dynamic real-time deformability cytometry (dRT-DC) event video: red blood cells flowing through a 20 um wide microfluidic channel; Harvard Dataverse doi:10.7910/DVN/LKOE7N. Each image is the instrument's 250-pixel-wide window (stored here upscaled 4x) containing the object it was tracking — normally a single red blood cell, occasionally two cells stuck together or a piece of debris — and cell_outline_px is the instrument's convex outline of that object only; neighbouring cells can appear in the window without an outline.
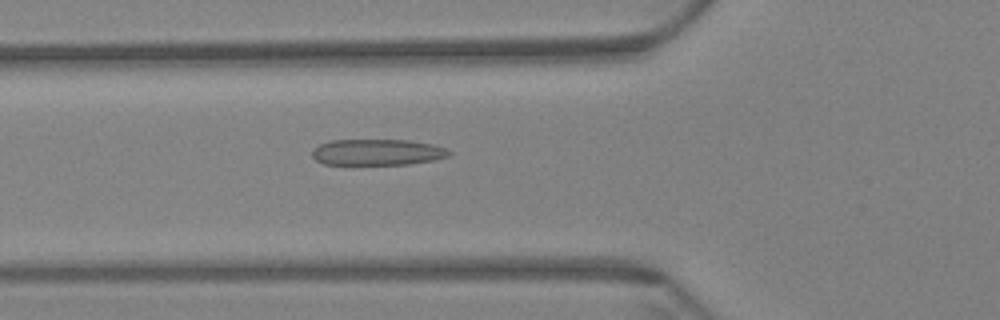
{"species": "Egyptian fruit bat (a non-hibernating species)", "species_latin": "Rousettus aegyptiacus", "temperature_condition": "warm", "stored_images_in_passage": 60, "camera_frame_rate_fps": 3000, "um_per_image_px": 0.085, "animal": {"sex": "female"}, "frame": {"image": 1, "passage_image": 22, "time_ms": 7.0, "image_size_px": [1000, 320], "cell_outline_px": [[452, 152], [448, 156], [432, 160], [408, 164], [324, 164], [316, 160], [312, 156], [312, 152], [320, 144], [332, 140], [408, 140], [432, 144], [448, 148]], "centroid_in_image_um": [32.1, 12.93], "position_along_channel_um": 93.7, "area_um2": 20.69}}
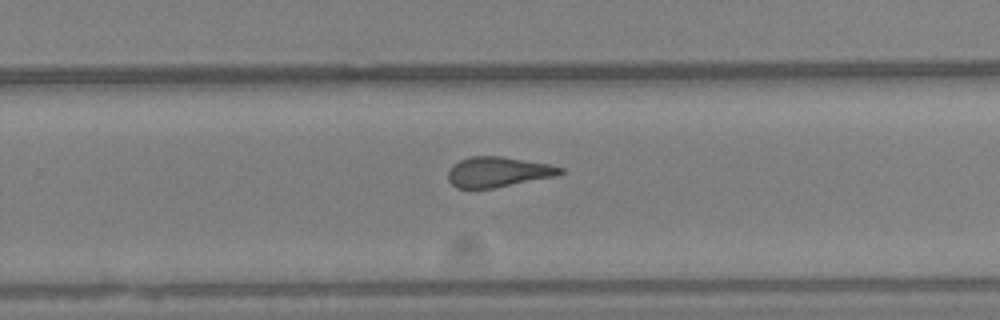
{"frame": {"image": 2, "passage_image": 39, "time_ms": 12.667, "image_size_px": [1000, 320], "cell_outline_px": [[564, 172], [556, 176], [492, 188], [456, 188], [448, 180], [448, 172], [452, 164], [460, 160], [472, 156], [500, 156], [548, 164], [564, 168]], "centroid_in_image_um": [42.31, 14.61], "position_along_channel_um": 287.5, "area_um2": 19.59}}
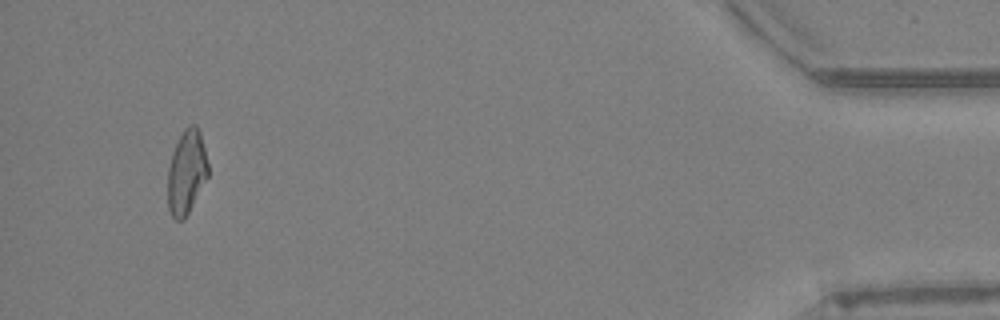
{"frame": {"image": 3, "passage_image": 57, "time_ms": 18.667, "image_size_px": [1000, 320], "cell_outline_px": [[208, 176], [184, 220], [176, 220], [172, 216], [168, 208], [168, 168], [172, 152], [184, 128], [188, 124], [196, 124], [200, 132], [208, 164]], "centroid_in_image_um": [15.85, 14.62], "position_along_channel_um": 419.4, "area_um2": 19.65}, "authors_computed_cell_mechanics": {"area_um2": 20.7791, "velocity_mm_per_s": 3.4313, "shape_relaxation_time_tau1_ms": null, "shape_relaxation_time_tau2_ms": 1.7904, "deformation_change_tau1": null, "deformation_change_tau2": 0.1158}}